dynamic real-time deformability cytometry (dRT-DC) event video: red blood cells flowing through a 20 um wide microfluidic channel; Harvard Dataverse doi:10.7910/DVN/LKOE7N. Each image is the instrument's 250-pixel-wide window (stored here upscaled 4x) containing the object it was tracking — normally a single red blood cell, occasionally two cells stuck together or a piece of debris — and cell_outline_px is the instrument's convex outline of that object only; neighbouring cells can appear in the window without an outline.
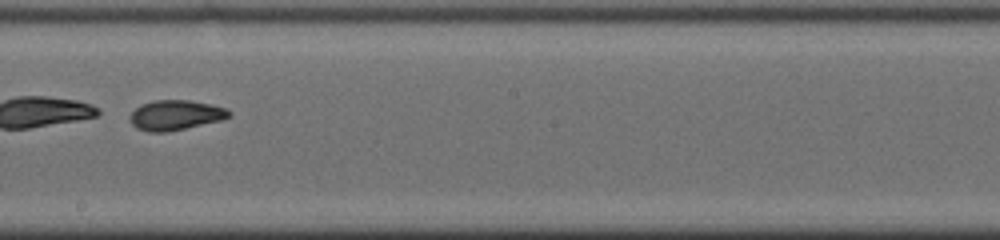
{"species": "common noctule bat (a hibernating species)", "species_latin": "Nyctalus noctula", "temperature_condition": "cold", "stored_images_in_passage": 33, "camera_frame_rate_fps": 3000, "um_per_image_px": 0.085, "animal": {"sex": "male", "body_mass_g": 19.0, "forearm_length_mm": 50.8}, "frame": {"image": 1, "passage_image": 15, "time_ms": 4.667, "image_size_px": [1000, 240], "cell_outline_px": [[232, 112], [228, 116], [220, 120], [168, 132], [148, 132], [136, 128], [132, 124], [128, 116], [140, 104], [156, 100], [188, 100], [208, 104], [224, 108]], "centroid_in_image_um": [14.85, 9.79], "position_along_channel_um": 233.4, "area_um2": 17.11}, "authors_computed_cell_mechanics": {"area_um2": 17.3978, "velocity_mm_per_s": 3.9267, "shape_relaxation_time_tau1_ms": 0.7291, "shape_relaxation_time_tau2_ms": 2.0317, "deformation_change_tau1": 0.286, "deformation_change_tau2": 0.07}}